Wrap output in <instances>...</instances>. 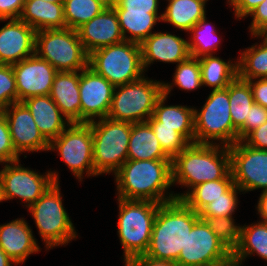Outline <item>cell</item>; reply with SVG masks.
Returning a JSON list of instances; mask_svg holds the SVG:
<instances>
[{
	"label": "cell",
	"instance_id": "cell-1",
	"mask_svg": "<svg viewBox=\"0 0 267 266\" xmlns=\"http://www.w3.org/2000/svg\"><path fill=\"white\" fill-rule=\"evenodd\" d=\"M117 198L148 200L159 204L176 200L174 193H164L172 183V159H128L114 174Z\"/></svg>",
	"mask_w": 267,
	"mask_h": 266
},
{
	"label": "cell",
	"instance_id": "cell-2",
	"mask_svg": "<svg viewBox=\"0 0 267 266\" xmlns=\"http://www.w3.org/2000/svg\"><path fill=\"white\" fill-rule=\"evenodd\" d=\"M220 145L215 142L189 143L172 159L173 185L177 182L189 187L186 193L175 194L177 200H181L196 185L223 179L231 171L229 146Z\"/></svg>",
	"mask_w": 267,
	"mask_h": 266
},
{
	"label": "cell",
	"instance_id": "cell-3",
	"mask_svg": "<svg viewBox=\"0 0 267 266\" xmlns=\"http://www.w3.org/2000/svg\"><path fill=\"white\" fill-rule=\"evenodd\" d=\"M199 218V213L182 200L160 204L144 255L156 260L176 262L181 249L185 247L188 231H191Z\"/></svg>",
	"mask_w": 267,
	"mask_h": 266
},
{
	"label": "cell",
	"instance_id": "cell-4",
	"mask_svg": "<svg viewBox=\"0 0 267 266\" xmlns=\"http://www.w3.org/2000/svg\"><path fill=\"white\" fill-rule=\"evenodd\" d=\"M118 235L124 250L125 264L148 249L159 203L118 198Z\"/></svg>",
	"mask_w": 267,
	"mask_h": 266
},
{
	"label": "cell",
	"instance_id": "cell-5",
	"mask_svg": "<svg viewBox=\"0 0 267 266\" xmlns=\"http://www.w3.org/2000/svg\"><path fill=\"white\" fill-rule=\"evenodd\" d=\"M88 124L92 130L95 176L115 174L128 160L131 123L105 117Z\"/></svg>",
	"mask_w": 267,
	"mask_h": 266
},
{
	"label": "cell",
	"instance_id": "cell-6",
	"mask_svg": "<svg viewBox=\"0 0 267 266\" xmlns=\"http://www.w3.org/2000/svg\"><path fill=\"white\" fill-rule=\"evenodd\" d=\"M88 66L114 87L142 78L145 71L140 44L126 40L92 51L89 54Z\"/></svg>",
	"mask_w": 267,
	"mask_h": 266
},
{
	"label": "cell",
	"instance_id": "cell-7",
	"mask_svg": "<svg viewBox=\"0 0 267 266\" xmlns=\"http://www.w3.org/2000/svg\"><path fill=\"white\" fill-rule=\"evenodd\" d=\"M194 129V143L214 144L213 140H219L231 146L238 141V130L230 115L229 85L212 90L200 112L194 109Z\"/></svg>",
	"mask_w": 267,
	"mask_h": 266
},
{
	"label": "cell",
	"instance_id": "cell-8",
	"mask_svg": "<svg viewBox=\"0 0 267 266\" xmlns=\"http://www.w3.org/2000/svg\"><path fill=\"white\" fill-rule=\"evenodd\" d=\"M162 83L143 76L115 87L107 117L130 123L147 122L153 115L158 98L163 94Z\"/></svg>",
	"mask_w": 267,
	"mask_h": 266
},
{
	"label": "cell",
	"instance_id": "cell-9",
	"mask_svg": "<svg viewBox=\"0 0 267 266\" xmlns=\"http://www.w3.org/2000/svg\"><path fill=\"white\" fill-rule=\"evenodd\" d=\"M35 54L59 71H81L88 66L89 54L70 28L36 31Z\"/></svg>",
	"mask_w": 267,
	"mask_h": 266
},
{
	"label": "cell",
	"instance_id": "cell-10",
	"mask_svg": "<svg viewBox=\"0 0 267 266\" xmlns=\"http://www.w3.org/2000/svg\"><path fill=\"white\" fill-rule=\"evenodd\" d=\"M59 183H54L28 210L31 212L46 249L68 244L77 237L75 227L67 214Z\"/></svg>",
	"mask_w": 267,
	"mask_h": 266
},
{
	"label": "cell",
	"instance_id": "cell-11",
	"mask_svg": "<svg viewBox=\"0 0 267 266\" xmlns=\"http://www.w3.org/2000/svg\"><path fill=\"white\" fill-rule=\"evenodd\" d=\"M58 150L63 162L80 181L84 171L95 176L93 164V138L88 123H71L49 143V150Z\"/></svg>",
	"mask_w": 267,
	"mask_h": 266
},
{
	"label": "cell",
	"instance_id": "cell-12",
	"mask_svg": "<svg viewBox=\"0 0 267 266\" xmlns=\"http://www.w3.org/2000/svg\"><path fill=\"white\" fill-rule=\"evenodd\" d=\"M58 173L46 175L25 168L18 161L6 163L0 171L1 201L19 198L27 208L33 205L54 183H59Z\"/></svg>",
	"mask_w": 267,
	"mask_h": 266
},
{
	"label": "cell",
	"instance_id": "cell-13",
	"mask_svg": "<svg viewBox=\"0 0 267 266\" xmlns=\"http://www.w3.org/2000/svg\"><path fill=\"white\" fill-rule=\"evenodd\" d=\"M230 169L242 192L262 188L267 191V150H260L237 141L229 146Z\"/></svg>",
	"mask_w": 267,
	"mask_h": 266
},
{
	"label": "cell",
	"instance_id": "cell-14",
	"mask_svg": "<svg viewBox=\"0 0 267 266\" xmlns=\"http://www.w3.org/2000/svg\"><path fill=\"white\" fill-rule=\"evenodd\" d=\"M232 252L218 239L199 218L191 231H188L184 249L176 261L179 266H204L226 259Z\"/></svg>",
	"mask_w": 267,
	"mask_h": 266
},
{
	"label": "cell",
	"instance_id": "cell-15",
	"mask_svg": "<svg viewBox=\"0 0 267 266\" xmlns=\"http://www.w3.org/2000/svg\"><path fill=\"white\" fill-rule=\"evenodd\" d=\"M115 87L87 66L80 71V123L108 116Z\"/></svg>",
	"mask_w": 267,
	"mask_h": 266
},
{
	"label": "cell",
	"instance_id": "cell-16",
	"mask_svg": "<svg viewBox=\"0 0 267 266\" xmlns=\"http://www.w3.org/2000/svg\"><path fill=\"white\" fill-rule=\"evenodd\" d=\"M18 102L33 97L50 95L57 70L46 60L36 54L12 65Z\"/></svg>",
	"mask_w": 267,
	"mask_h": 266
},
{
	"label": "cell",
	"instance_id": "cell-17",
	"mask_svg": "<svg viewBox=\"0 0 267 266\" xmlns=\"http://www.w3.org/2000/svg\"><path fill=\"white\" fill-rule=\"evenodd\" d=\"M3 113L9 126L13 147L19 156L26 151H49V142L40 133L33 116L22 102L11 104Z\"/></svg>",
	"mask_w": 267,
	"mask_h": 266
},
{
	"label": "cell",
	"instance_id": "cell-18",
	"mask_svg": "<svg viewBox=\"0 0 267 266\" xmlns=\"http://www.w3.org/2000/svg\"><path fill=\"white\" fill-rule=\"evenodd\" d=\"M85 51H92L123 42L119 20L115 9L109 4L100 14L77 29Z\"/></svg>",
	"mask_w": 267,
	"mask_h": 266
},
{
	"label": "cell",
	"instance_id": "cell-19",
	"mask_svg": "<svg viewBox=\"0 0 267 266\" xmlns=\"http://www.w3.org/2000/svg\"><path fill=\"white\" fill-rule=\"evenodd\" d=\"M36 31L22 20L10 19L0 29V64L14 65L35 54Z\"/></svg>",
	"mask_w": 267,
	"mask_h": 266
},
{
	"label": "cell",
	"instance_id": "cell-20",
	"mask_svg": "<svg viewBox=\"0 0 267 266\" xmlns=\"http://www.w3.org/2000/svg\"><path fill=\"white\" fill-rule=\"evenodd\" d=\"M140 47L144 70L156 60L178 64L191 56L188 41L168 32L152 33Z\"/></svg>",
	"mask_w": 267,
	"mask_h": 266
},
{
	"label": "cell",
	"instance_id": "cell-21",
	"mask_svg": "<svg viewBox=\"0 0 267 266\" xmlns=\"http://www.w3.org/2000/svg\"><path fill=\"white\" fill-rule=\"evenodd\" d=\"M0 248L16 265L24 263L29 255L40 251L32 229L24 218L0 225Z\"/></svg>",
	"mask_w": 267,
	"mask_h": 266
},
{
	"label": "cell",
	"instance_id": "cell-22",
	"mask_svg": "<svg viewBox=\"0 0 267 266\" xmlns=\"http://www.w3.org/2000/svg\"><path fill=\"white\" fill-rule=\"evenodd\" d=\"M22 103L28 108L38 130L49 143L71 124L67 118H63L65 116L50 95L33 96Z\"/></svg>",
	"mask_w": 267,
	"mask_h": 266
},
{
	"label": "cell",
	"instance_id": "cell-23",
	"mask_svg": "<svg viewBox=\"0 0 267 266\" xmlns=\"http://www.w3.org/2000/svg\"><path fill=\"white\" fill-rule=\"evenodd\" d=\"M80 71L57 72L50 97L70 123H80Z\"/></svg>",
	"mask_w": 267,
	"mask_h": 266
},
{
	"label": "cell",
	"instance_id": "cell-24",
	"mask_svg": "<svg viewBox=\"0 0 267 266\" xmlns=\"http://www.w3.org/2000/svg\"><path fill=\"white\" fill-rule=\"evenodd\" d=\"M63 4L46 0H25L19 19L35 31L66 28Z\"/></svg>",
	"mask_w": 267,
	"mask_h": 266
},
{
	"label": "cell",
	"instance_id": "cell-25",
	"mask_svg": "<svg viewBox=\"0 0 267 266\" xmlns=\"http://www.w3.org/2000/svg\"><path fill=\"white\" fill-rule=\"evenodd\" d=\"M168 95L162 94L155 105L152 117L161 122V126L174 128L189 143H194V108L182 105L165 106Z\"/></svg>",
	"mask_w": 267,
	"mask_h": 266
},
{
	"label": "cell",
	"instance_id": "cell-26",
	"mask_svg": "<svg viewBox=\"0 0 267 266\" xmlns=\"http://www.w3.org/2000/svg\"><path fill=\"white\" fill-rule=\"evenodd\" d=\"M128 159H171L162 149L159 140L148 122L131 123L128 143Z\"/></svg>",
	"mask_w": 267,
	"mask_h": 266
},
{
	"label": "cell",
	"instance_id": "cell-27",
	"mask_svg": "<svg viewBox=\"0 0 267 266\" xmlns=\"http://www.w3.org/2000/svg\"><path fill=\"white\" fill-rule=\"evenodd\" d=\"M162 21L179 30L189 32L206 15L204 0H167Z\"/></svg>",
	"mask_w": 267,
	"mask_h": 266
},
{
	"label": "cell",
	"instance_id": "cell-28",
	"mask_svg": "<svg viewBox=\"0 0 267 266\" xmlns=\"http://www.w3.org/2000/svg\"><path fill=\"white\" fill-rule=\"evenodd\" d=\"M124 39L141 44L152 34L156 22L162 21V14L148 11H116ZM129 33L130 36L126 35Z\"/></svg>",
	"mask_w": 267,
	"mask_h": 266
},
{
	"label": "cell",
	"instance_id": "cell-29",
	"mask_svg": "<svg viewBox=\"0 0 267 266\" xmlns=\"http://www.w3.org/2000/svg\"><path fill=\"white\" fill-rule=\"evenodd\" d=\"M201 70L202 86L213 90L226 88L238 76V61L232 63L223 61L215 55H205L198 58Z\"/></svg>",
	"mask_w": 267,
	"mask_h": 266
},
{
	"label": "cell",
	"instance_id": "cell-30",
	"mask_svg": "<svg viewBox=\"0 0 267 266\" xmlns=\"http://www.w3.org/2000/svg\"><path fill=\"white\" fill-rule=\"evenodd\" d=\"M234 180L231 171L223 178L208 181L193 187L181 200L195 212L199 213L207 204L222 197Z\"/></svg>",
	"mask_w": 267,
	"mask_h": 266
},
{
	"label": "cell",
	"instance_id": "cell-31",
	"mask_svg": "<svg viewBox=\"0 0 267 266\" xmlns=\"http://www.w3.org/2000/svg\"><path fill=\"white\" fill-rule=\"evenodd\" d=\"M254 253L267 261V223L259 221L241 226L240 242L233 254L242 262Z\"/></svg>",
	"mask_w": 267,
	"mask_h": 266
},
{
	"label": "cell",
	"instance_id": "cell-32",
	"mask_svg": "<svg viewBox=\"0 0 267 266\" xmlns=\"http://www.w3.org/2000/svg\"><path fill=\"white\" fill-rule=\"evenodd\" d=\"M229 102L233 126L239 131L245 125L250 108L255 103L248 81L237 76L229 84Z\"/></svg>",
	"mask_w": 267,
	"mask_h": 266
},
{
	"label": "cell",
	"instance_id": "cell-33",
	"mask_svg": "<svg viewBox=\"0 0 267 266\" xmlns=\"http://www.w3.org/2000/svg\"><path fill=\"white\" fill-rule=\"evenodd\" d=\"M109 4V0H64L66 27L77 30L100 14Z\"/></svg>",
	"mask_w": 267,
	"mask_h": 266
},
{
	"label": "cell",
	"instance_id": "cell-34",
	"mask_svg": "<svg viewBox=\"0 0 267 266\" xmlns=\"http://www.w3.org/2000/svg\"><path fill=\"white\" fill-rule=\"evenodd\" d=\"M260 44L247 47L238 57V76L241 79L267 78V42L263 40Z\"/></svg>",
	"mask_w": 267,
	"mask_h": 266
},
{
	"label": "cell",
	"instance_id": "cell-35",
	"mask_svg": "<svg viewBox=\"0 0 267 266\" xmlns=\"http://www.w3.org/2000/svg\"><path fill=\"white\" fill-rule=\"evenodd\" d=\"M207 17L205 16L198 23L191 28L189 32L193 35L191 37V41H188V47L190 51V55L195 58H200L205 55H213V51H215L219 46V40L217 36V31L212 28L207 23Z\"/></svg>",
	"mask_w": 267,
	"mask_h": 266
},
{
	"label": "cell",
	"instance_id": "cell-36",
	"mask_svg": "<svg viewBox=\"0 0 267 266\" xmlns=\"http://www.w3.org/2000/svg\"><path fill=\"white\" fill-rule=\"evenodd\" d=\"M173 75V83H162L163 94L168 95L172 90V85H177L179 89L193 91L202 86L201 70L198 58L190 56L185 61L176 65Z\"/></svg>",
	"mask_w": 267,
	"mask_h": 266
},
{
	"label": "cell",
	"instance_id": "cell-37",
	"mask_svg": "<svg viewBox=\"0 0 267 266\" xmlns=\"http://www.w3.org/2000/svg\"><path fill=\"white\" fill-rule=\"evenodd\" d=\"M147 122L152 127L163 151L171 159H173L189 144V142L174 128L161 126V122H157L152 116L147 120Z\"/></svg>",
	"mask_w": 267,
	"mask_h": 266
},
{
	"label": "cell",
	"instance_id": "cell-38",
	"mask_svg": "<svg viewBox=\"0 0 267 266\" xmlns=\"http://www.w3.org/2000/svg\"><path fill=\"white\" fill-rule=\"evenodd\" d=\"M238 191L242 192L241 189L233 184L222 197L217 198L211 203L207 204L200 212L199 216L201 219L213 218V217H233L235 209L238 205ZM233 213V214H232Z\"/></svg>",
	"mask_w": 267,
	"mask_h": 266
},
{
	"label": "cell",
	"instance_id": "cell-39",
	"mask_svg": "<svg viewBox=\"0 0 267 266\" xmlns=\"http://www.w3.org/2000/svg\"><path fill=\"white\" fill-rule=\"evenodd\" d=\"M218 239L233 253L240 242L241 225L237 226L232 217L204 219Z\"/></svg>",
	"mask_w": 267,
	"mask_h": 266
},
{
	"label": "cell",
	"instance_id": "cell-40",
	"mask_svg": "<svg viewBox=\"0 0 267 266\" xmlns=\"http://www.w3.org/2000/svg\"><path fill=\"white\" fill-rule=\"evenodd\" d=\"M18 102V93L12 65L0 64V111Z\"/></svg>",
	"mask_w": 267,
	"mask_h": 266
},
{
	"label": "cell",
	"instance_id": "cell-41",
	"mask_svg": "<svg viewBox=\"0 0 267 266\" xmlns=\"http://www.w3.org/2000/svg\"><path fill=\"white\" fill-rule=\"evenodd\" d=\"M19 160L9 132V126L3 111H0V163H10Z\"/></svg>",
	"mask_w": 267,
	"mask_h": 266
},
{
	"label": "cell",
	"instance_id": "cell-42",
	"mask_svg": "<svg viewBox=\"0 0 267 266\" xmlns=\"http://www.w3.org/2000/svg\"><path fill=\"white\" fill-rule=\"evenodd\" d=\"M267 121V108L254 103L245 120V125L238 131V141H242L250 132Z\"/></svg>",
	"mask_w": 267,
	"mask_h": 266
},
{
	"label": "cell",
	"instance_id": "cell-43",
	"mask_svg": "<svg viewBox=\"0 0 267 266\" xmlns=\"http://www.w3.org/2000/svg\"><path fill=\"white\" fill-rule=\"evenodd\" d=\"M115 11H148L158 13L159 0H112Z\"/></svg>",
	"mask_w": 267,
	"mask_h": 266
},
{
	"label": "cell",
	"instance_id": "cell-44",
	"mask_svg": "<svg viewBox=\"0 0 267 266\" xmlns=\"http://www.w3.org/2000/svg\"><path fill=\"white\" fill-rule=\"evenodd\" d=\"M25 0H0V21L18 19Z\"/></svg>",
	"mask_w": 267,
	"mask_h": 266
},
{
	"label": "cell",
	"instance_id": "cell-45",
	"mask_svg": "<svg viewBox=\"0 0 267 266\" xmlns=\"http://www.w3.org/2000/svg\"><path fill=\"white\" fill-rule=\"evenodd\" d=\"M242 141L252 148L267 150V121L250 132Z\"/></svg>",
	"mask_w": 267,
	"mask_h": 266
},
{
	"label": "cell",
	"instance_id": "cell-46",
	"mask_svg": "<svg viewBox=\"0 0 267 266\" xmlns=\"http://www.w3.org/2000/svg\"><path fill=\"white\" fill-rule=\"evenodd\" d=\"M249 15L253 17L249 29L251 35H255L267 25V0L259 4Z\"/></svg>",
	"mask_w": 267,
	"mask_h": 266
},
{
	"label": "cell",
	"instance_id": "cell-47",
	"mask_svg": "<svg viewBox=\"0 0 267 266\" xmlns=\"http://www.w3.org/2000/svg\"><path fill=\"white\" fill-rule=\"evenodd\" d=\"M264 0H227L228 4L233 7L234 15L238 19L245 18Z\"/></svg>",
	"mask_w": 267,
	"mask_h": 266
},
{
	"label": "cell",
	"instance_id": "cell-48",
	"mask_svg": "<svg viewBox=\"0 0 267 266\" xmlns=\"http://www.w3.org/2000/svg\"><path fill=\"white\" fill-rule=\"evenodd\" d=\"M248 80L253 93L254 102L267 108V78Z\"/></svg>",
	"mask_w": 267,
	"mask_h": 266
},
{
	"label": "cell",
	"instance_id": "cell-49",
	"mask_svg": "<svg viewBox=\"0 0 267 266\" xmlns=\"http://www.w3.org/2000/svg\"><path fill=\"white\" fill-rule=\"evenodd\" d=\"M125 266H179L174 261L156 260L146 255H139L131 258Z\"/></svg>",
	"mask_w": 267,
	"mask_h": 266
},
{
	"label": "cell",
	"instance_id": "cell-50",
	"mask_svg": "<svg viewBox=\"0 0 267 266\" xmlns=\"http://www.w3.org/2000/svg\"><path fill=\"white\" fill-rule=\"evenodd\" d=\"M257 210L262 220L260 222L267 223V191H262L258 200Z\"/></svg>",
	"mask_w": 267,
	"mask_h": 266
},
{
	"label": "cell",
	"instance_id": "cell-51",
	"mask_svg": "<svg viewBox=\"0 0 267 266\" xmlns=\"http://www.w3.org/2000/svg\"><path fill=\"white\" fill-rule=\"evenodd\" d=\"M242 262L232 253L226 259L208 266H241Z\"/></svg>",
	"mask_w": 267,
	"mask_h": 266
},
{
	"label": "cell",
	"instance_id": "cell-52",
	"mask_svg": "<svg viewBox=\"0 0 267 266\" xmlns=\"http://www.w3.org/2000/svg\"><path fill=\"white\" fill-rule=\"evenodd\" d=\"M16 264L1 248H0V266H12Z\"/></svg>",
	"mask_w": 267,
	"mask_h": 266
},
{
	"label": "cell",
	"instance_id": "cell-53",
	"mask_svg": "<svg viewBox=\"0 0 267 266\" xmlns=\"http://www.w3.org/2000/svg\"><path fill=\"white\" fill-rule=\"evenodd\" d=\"M252 36L257 37V38L263 37L264 38L263 40L267 42V25L264 26L257 34L252 35Z\"/></svg>",
	"mask_w": 267,
	"mask_h": 266
},
{
	"label": "cell",
	"instance_id": "cell-54",
	"mask_svg": "<svg viewBox=\"0 0 267 266\" xmlns=\"http://www.w3.org/2000/svg\"><path fill=\"white\" fill-rule=\"evenodd\" d=\"M46 1H50L52 3H64V0H46Z\"/></svg>",
	"mask_w": 267,
	"mask_h": 266
}]
</instances>
